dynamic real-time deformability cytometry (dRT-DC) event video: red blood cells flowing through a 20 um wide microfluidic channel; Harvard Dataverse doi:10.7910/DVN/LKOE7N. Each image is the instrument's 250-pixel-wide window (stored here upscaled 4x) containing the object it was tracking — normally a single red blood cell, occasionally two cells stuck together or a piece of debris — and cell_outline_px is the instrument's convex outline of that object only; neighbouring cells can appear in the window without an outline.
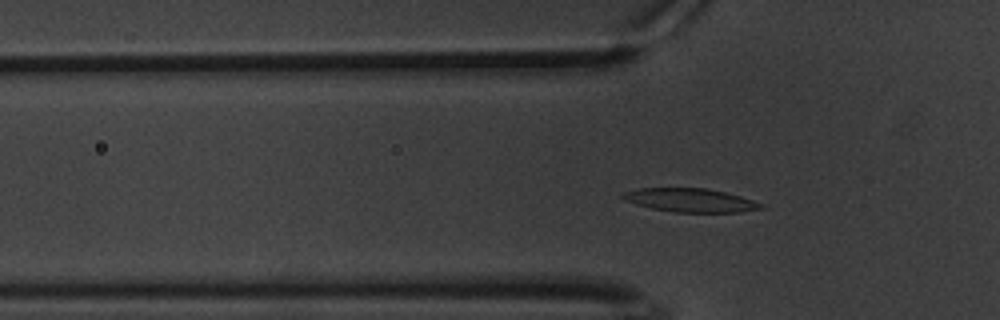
{"species": "common noctule bat (a hibernating species)", "species_latin": "Nyctalus noctula", "temperature_condition": "warm", "stored_images_in_passage": 57, "camera_frame_rate_fps": 3000, "um_per_image_px": 0.085, "animal": {"sex": "male", "body_mass_g": 20.1, "forearm_length_mm": 53.5}, "frame": {"image": 1, "passage_image": 14, "time_ms": 4.333, "image_size_px": [1000, 320], "cell_outline_px": [[768, 208], [740, 212], [676, 212], [652, 208], [636, 204], [624, 200], [620, 196], [624, 192], [640, 188], [708, 188], [740, 196], [764, 204]], "centroid_in_image_um": [58.72, 17.02], "position_along_channel_um": 67.1, "area_um2": 19.02}}
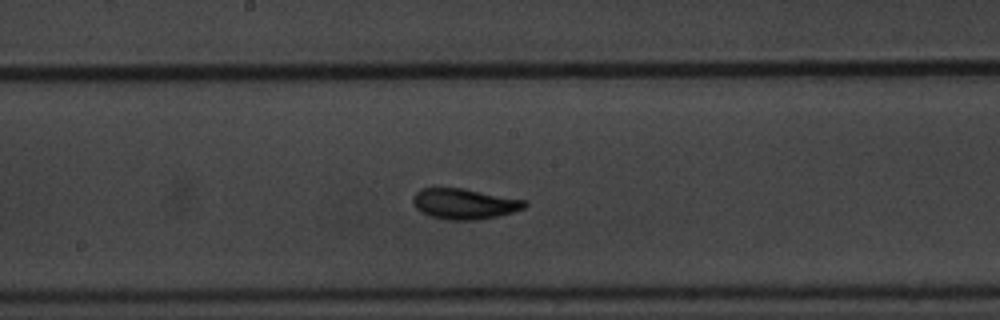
{"frame": {"image": 2, "passage_image": 27, "time_ms": 8.667, "image_size_px": [1000, 320], "cell_outline_px": [[528, 204], [524, 208], [512, 212], [496, 216], [476, 220], [448, 220], [432, 216], [420, 212], [416, 208], [412, 200], [412, 196], [420, 188], [464, 188], [528, 200]], "centroid_in_image_um": [39.48, 17.31], "position_along_channel_um": 208.7, "area_um2": 20.06}}
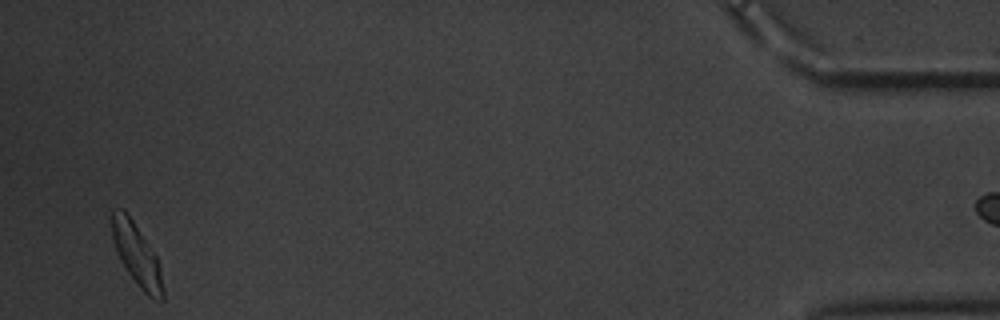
{"frame": {"image": 3, "passage_image": 54, "time_ms": 17.667, "image_size_px": [1000, 320], "cell_outline_px": [[164, 300], [160, 300], [148, 296], [140, 288], [128, 272], [120, 260], [116, 252], [112, 236], [112, 212], [120, 208], [124, 208], [156, 256], [160, 268], [164, 288]], "centroid_in_image_um": [11.63, 21.68], "position_along_channel_um": 423.6, "area_um2": 18.09}, "authors_computed_cell_mechanics": {"area_um2": 18.9584, "velocity_mm_per_s": 3.2712, "shape_relaxation_time_tau1_ms": 2.4399, "shape_relaxation_time_tau2_ms": 1.656, "deformation_change_tau1": 0.1288, "deformation_change_tau2": 0.0718}}